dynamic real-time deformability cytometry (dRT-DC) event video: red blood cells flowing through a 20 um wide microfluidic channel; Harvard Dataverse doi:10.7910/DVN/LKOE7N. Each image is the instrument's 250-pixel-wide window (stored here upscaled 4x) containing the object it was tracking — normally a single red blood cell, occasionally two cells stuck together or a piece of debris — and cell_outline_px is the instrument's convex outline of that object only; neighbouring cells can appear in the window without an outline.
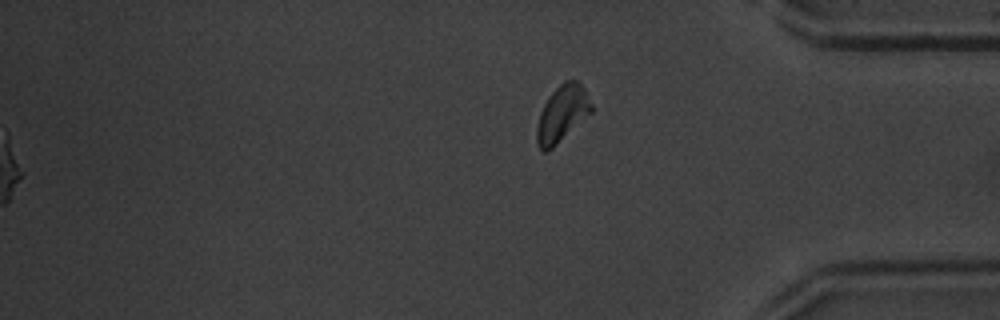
{"species": "common noctule bat (a hibernating species)", "species_latin": "Nyctalus noctula", "temperature_condition": "warm", "stored_images_in_passage": 46, "segment_of_instrument_passage": [2, 2], "camera_frame_rate_fps": 3000, "um_per_image_px": 0.085, "animal": {"sex": "male", "body_mass_g": 20.1, "forearm_length_mm": 53.5}, "frame": {"image": 1, "passage_image": 46, "time_ms": 15.0, "image_size_px": [1000, 320], "cell_outline_px": [[592, 112], [548, 152], [544, 152], [540, 148], [536, 140], [536, 128], [540, 112], [548, 96], [564, 80], [576, 80], [584, 88], [592, 104]], "centroid_in_image_um": [47.77, 9.66], "position_along_channel_um": 387.4, "area_um2": 17.86}}